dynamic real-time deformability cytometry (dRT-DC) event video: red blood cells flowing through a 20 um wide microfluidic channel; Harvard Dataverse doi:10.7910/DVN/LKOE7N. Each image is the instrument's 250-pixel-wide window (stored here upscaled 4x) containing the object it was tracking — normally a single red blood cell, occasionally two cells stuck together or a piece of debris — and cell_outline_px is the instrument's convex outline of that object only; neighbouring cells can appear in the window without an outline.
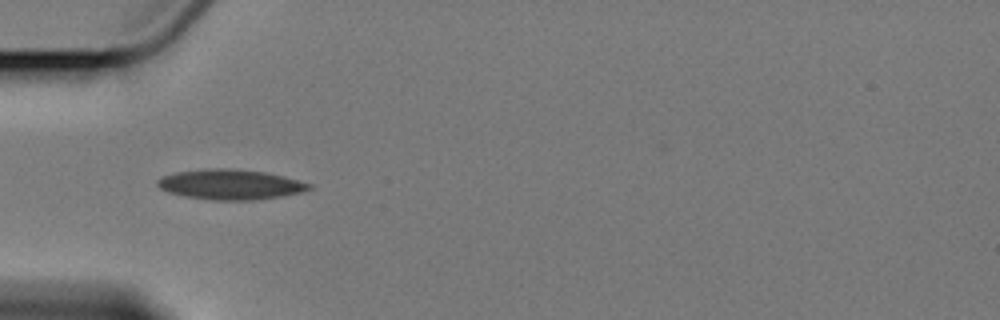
{"species": "Egyptian fruit bat (a non-hibernating species)", "species_latin": "Rousettus aegyptiacus", "temperature_condition": "cold", "stored_images_in_passage": 14, "camera_frame_rate_fps": 3000, "um_per_image_px": 0.085, "animal": {"sex": "female"}, "frame": {"image": 1, "passage_image": 4, "time_ms": 4.333, "image_size_px": [1000, 320], "cell_outline_px": [[312, 188], [300, 192], [280, 196], [256, 200], [212, 200], [184, 196], [168, 192], [160, 188], [156, 184], [156, 180], [164, 176], [176, 172], [204, 168], [232, 168], [264, 172], [284, 176], [312, 184]], "centroid_in_image_um": [19.56, 15.67], "position_along_channel_um": 65.4, "area_um2": 26.65}}
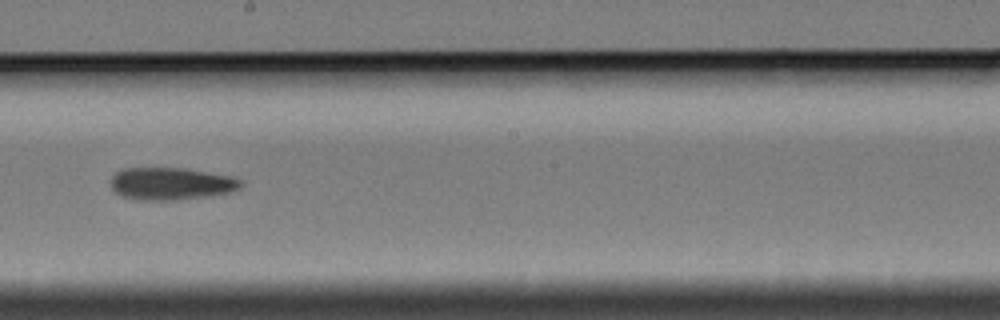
{"frame": {"image": 2, "passage_image": 8, "time_ms": 9.333, "image_size_px": [1000, 320], "cell_outline_px": [[244, 184], [240, 188], [232, 192], [176, 200], [136, 200], [120, 196], [112, 188], [112, 176], [120, 168], [188, 168], [232, 176], [240, 180]], "centroid_in_image_um": [14.54, 15.6], "position_along_channel_um": 233.7, "area_um2": 24.74}}
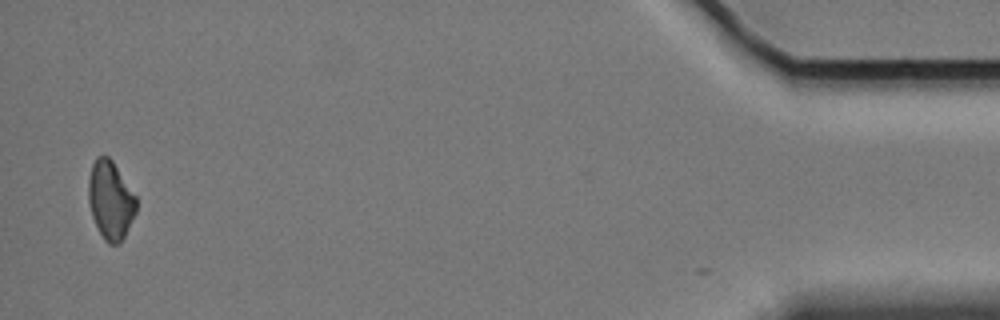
{"frame": {"image": 3, "passage_image": 14, "time_ms": 17.333, "image_size_px": [1000, 320], "cell_outline_px": [[136, 212], [120, 244], [108, 244], [104, 240], [92, 216], [88, 200], [88, 176], [92, 164], [96, 156], [108, 156], [112, 160], [136, 196]], "centroid_in_image_um": [9.38, 17.0], "position_along_channel_um": 425.8, "area_um2": 21.79}, "authors_computed_cell_mechanics": {"area_um2": 24.3049, "velocity_mm_per_s": 3.386, "shape_relaxation_time_tau1_ms": 3.6157, "shape_relaxation_time_tau2_ms": 5.6181, "deformation_change_tau1": 0.0955, "deformation_change_tau2": 0.1014}}